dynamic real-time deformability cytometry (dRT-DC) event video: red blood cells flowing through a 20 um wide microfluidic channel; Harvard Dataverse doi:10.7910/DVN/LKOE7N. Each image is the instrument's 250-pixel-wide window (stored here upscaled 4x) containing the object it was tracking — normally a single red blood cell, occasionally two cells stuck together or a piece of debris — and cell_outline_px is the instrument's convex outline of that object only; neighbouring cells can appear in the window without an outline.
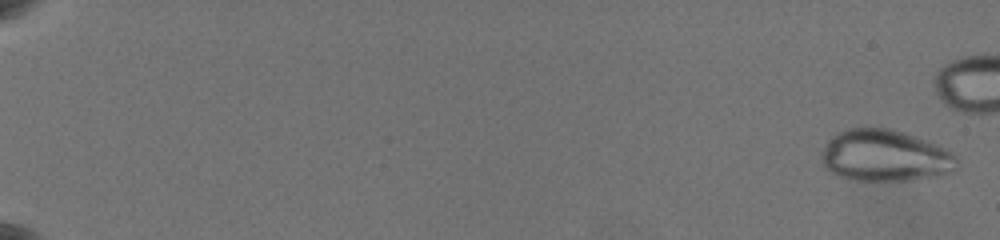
{"species": "common noctule bat (a hibernating species)", "species_latin": "Nyctalus noctula", "temperature_condition": "warm", "stored_images_in_passage": 36, "camera_frame_rate_fps": 3000, "um_per_image_px": 0.085, "animal": {"sex": "female", "body_mass_g": 19.5, "forearm_length_mm": 54.1}, "frame": {"image": 1, "passage_image": 1, "time_ms": 0.0, "image_size_px": [1000, 240], "cell_outline_px": [[956, 160], [944, 172], [936, 176], [908, 180], [852, 180], [836, 176], [824, 168], [824, 148], [828, 140], [832, 136], [848, 128], [892, 128], [916, 136], [936, 144], [952, 152], [956, 156]], "centroid_in_image_um": [75.16, 13.22], "position_along_channel_um": 9.8, "area_um2": 40.0}}
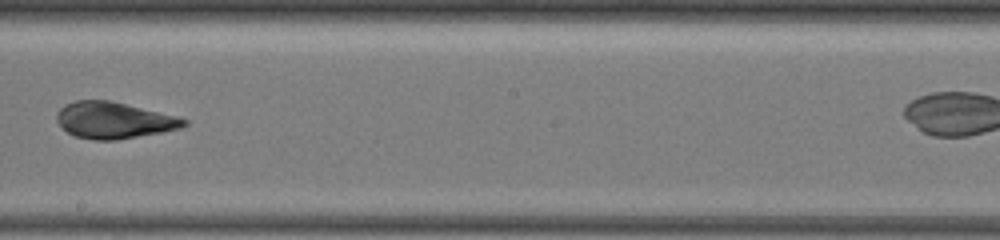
{"frame": {"image": 2, "passage_image": 23, "time_ms": 12.667, "image_size_px": [1000, 240], "cell_outline_px": [[188, 124], [180, 128], [164, 132], [116, 140], [92, 140], [76, 136], [68, 132], [56, 120], [56, 116], [60, 108], [64, 104], [76, 100], [108, 100], [176, 116], [188, 120]], "centroid_in_image_um": [9.68, 10.23], "position_along_channel_um": 238.5, "area_um2": 26.82}}
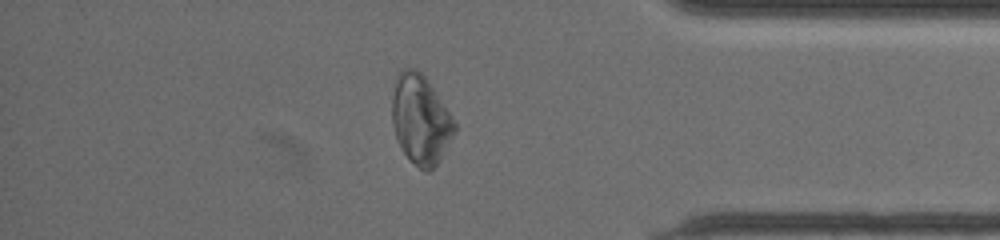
{"frame": {"image": 3, "passage_image": 35, "time_ms": 17.667, "image_size_px": [1000, 240], "cell_outline_px": [[456, 132], [440, 160], [428, 172], [424, 172], [408, 160], [400, 148], [396, 140], [392, 120], [392, 96], [396, 76], [404, 68], [416, 68], [424, 76], [456, 124]], "centroid_in_image_um": [35.72, 10.21], "position_along_channel_um": 399.5, "area_um2": 32.43}}